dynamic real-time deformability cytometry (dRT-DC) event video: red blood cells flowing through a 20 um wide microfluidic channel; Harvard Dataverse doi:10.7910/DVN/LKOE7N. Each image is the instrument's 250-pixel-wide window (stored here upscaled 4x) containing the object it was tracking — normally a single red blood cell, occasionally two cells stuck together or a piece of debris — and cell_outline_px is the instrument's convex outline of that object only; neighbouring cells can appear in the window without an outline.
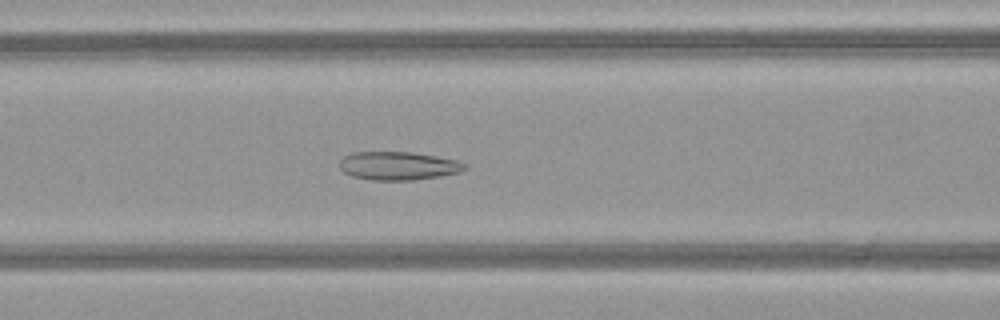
{"species": "common noctule bat (a hibernating species)", "species_latin": "Nyctalus noctula", "temperature_condition": "warm", "stored_images_in_passage": 50, "camera_frame_rate_fps": 3000, "um_per_image_px": 0.085, "animal": {"sex": "female", "body_mass_g": 21.9}, "frame": {"image": 1, "passage_image": 21, "time_ms": 6.667, "image_size_px": [1000, 320], "cell_outline_px": [[468, 168], [460, 172], [440, 176], [412, 180], [372, 180], [352, 176], [344, 172], [340, 168], [340, 160], [344, 156], [352, 152], [412, 152], [436, 156], [456, 160], [464, 164]], "centroid_in_image_um": [33.84, 14.09], "position_along_channel_um": 132.8, "area_um2": 20.63}}
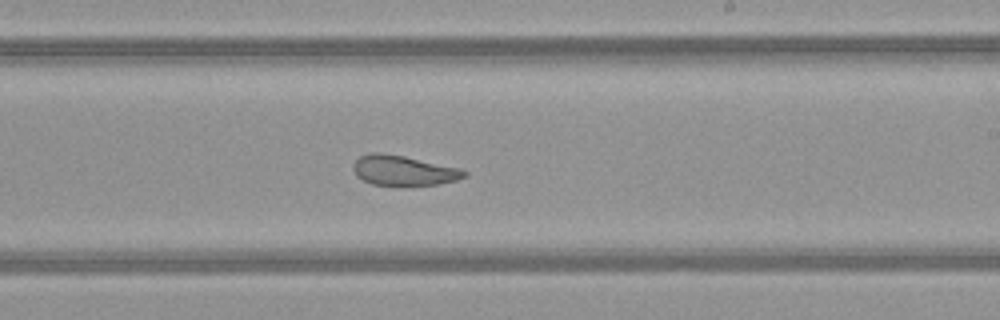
{"frame": {"image": 2, "passage_image": 30, "time_ms": 9.667, "image_size_px": [1000, 320], "cell_outline_px": [[468, 176], [456, 180], [436, 184], [372, 184], [356, 176], [352, 168], [352, 164], [360, 156], [372, 152], [380, 152], [404, 156], [460, 168], [468, 172]], "centroid_in_image_um": [34.29, 14.47], "position_along_channel_um": 254.7, "area_um2": 19.13}}
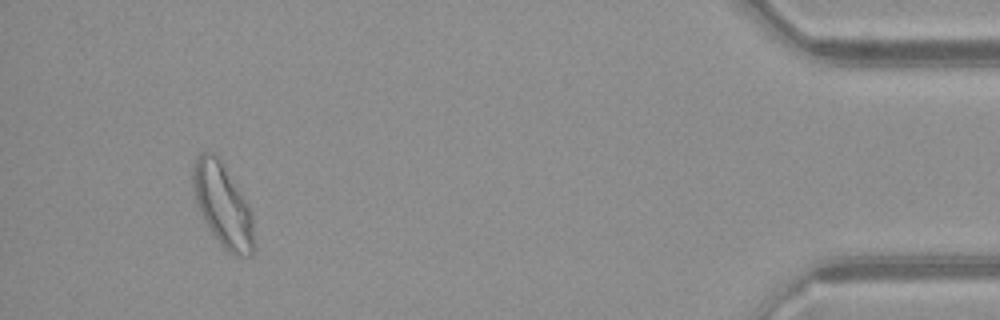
{"frame": {"image": 3, "passage_image": 47, "time_ms": 15.333, "image_size_px": [1000, 320], "cell_outline_px": [[252, 252], [248, 256], [236, 256], [228, 252], [220, 244], [204, 220], [196, 204], [192, 184], [192, 172], [196, 156], [200, 152], [212, 152], [220, 156], [248, 204], [252, 212]], "centroid_in_image_um": [18.9, 17.36], "position_along_channel_um": 416.3, "area_um2": 29.54}, "authors_computed_cell_mechanics": {"area_um2": 25.0852, "velocity_mm_per_s": 4.0702, "shape_relaxation_time_tau1_ms": 10.594, "shape_relaxation_time_tau2_ms": 1.6649, "deformation_change_tau1": 0.2054, "deformation_change_tau2": 0.0888}}